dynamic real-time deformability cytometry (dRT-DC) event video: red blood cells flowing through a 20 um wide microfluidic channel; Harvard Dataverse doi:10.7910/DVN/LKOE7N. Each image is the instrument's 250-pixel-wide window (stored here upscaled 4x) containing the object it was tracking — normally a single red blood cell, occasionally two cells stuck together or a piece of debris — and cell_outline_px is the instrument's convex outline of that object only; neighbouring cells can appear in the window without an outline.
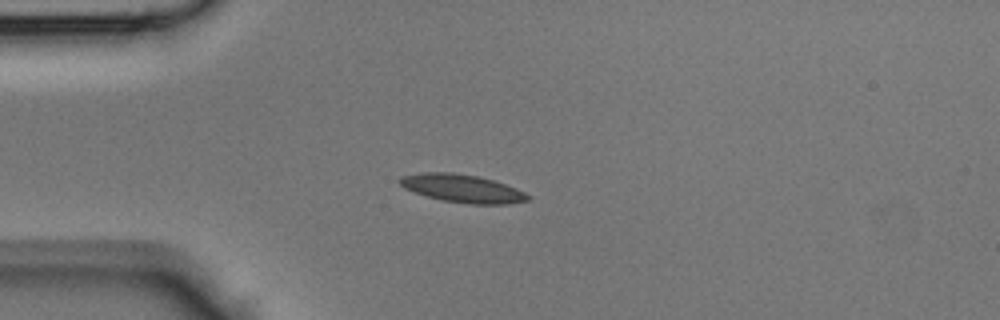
{"species": "Egyptian fruit bat (a non-hibernating species)", "species_latin": "Rousettus aegyptiacus", "temperature_condition": "room temperature", "stored_images_in_passage": 28, "camera_frame_rate_fps": 3000, "um_per_image_px": 0.085, "animal": {"sex": "male"}, "frame": {"image": 1, "passage_image": 5, "time_ms": 1.333, "image_size_px": [1000, 320], "cell_outline_px": [[532, 196], [528, 200], [508, 204], [468, 204], [444, 200], [412, 192], [404, 188], [396, 180], [400, 176], [424, 172], [452, 172], [476, 176], [492, 180], [516, 188]], "centroid_in_image_um": [39.26, 16.01], "position_along_channel_um": 45.7, "area_um2": 20.87}}
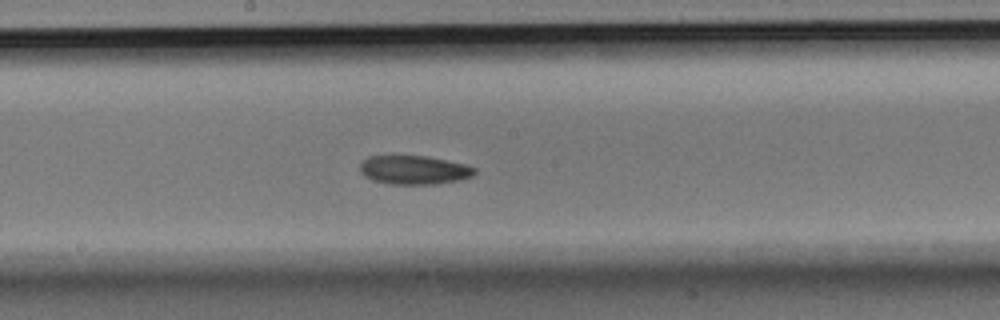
{"frame": {"image": 2, "passage_image": 17, "time_ms": 5.333, "image_size_px": [1000, 320], "cell_outline_px": [[476, 172], [472, 176], [460, 180], [436, 184], [388, 184], [372, 180], [364, 176], [360, 172], [360, 164], [368, 156], [428, 156], [464, 164], [476, 168]], "centroid_in_image_um": [35.19, 14.45], "position_along_channel_um": 213.0, "area_um2": 19.31}}
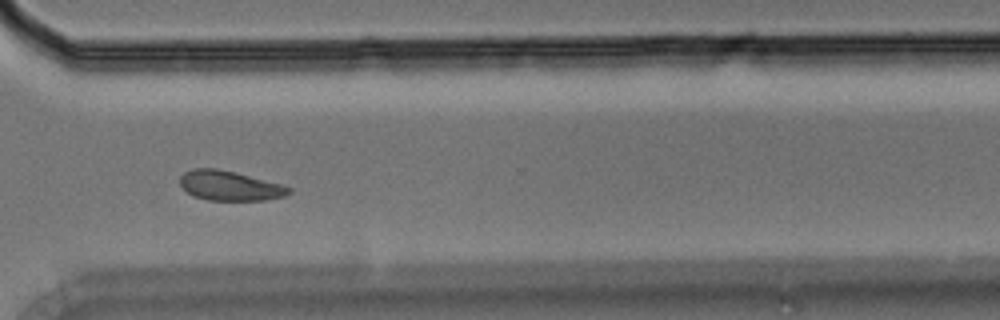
{"frame": {"image": 3, "passage_image": 26, "time_ms": 8.333, "image_size_px": [1000, 320], "cell_outline_px": [[292, 192], [284, 196], [268, 200], [208, 200], [192, 196], [180, 184], [180, 176], [184, 172], [192, 168], [216, 168], [236, 172], [284, 184], [292, 188]], "centroid_in_image_um": [19.56, 15.78], "position_along_channel_um": 351.0, "area_um2": 19.13}}